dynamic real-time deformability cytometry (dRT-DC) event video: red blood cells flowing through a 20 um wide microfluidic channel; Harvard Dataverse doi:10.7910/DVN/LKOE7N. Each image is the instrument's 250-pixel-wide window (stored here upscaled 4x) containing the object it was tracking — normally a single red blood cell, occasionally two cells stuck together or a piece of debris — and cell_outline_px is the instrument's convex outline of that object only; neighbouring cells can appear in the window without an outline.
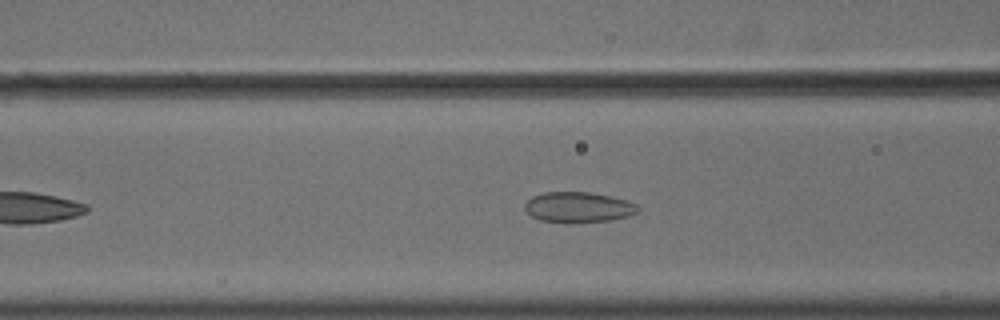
{"species": "common noctule bat (a hibernating species)", "species_latin": "Nyctalus noctula", "temperature_condition": "cold", "stored_images_in_passage": 33, "camera_frame_rate_fps": 3000, "um_per_image_px": 0.085, "animal": {"sex": "male", "body_mass_g": 18.8}, "frame": {"image": 1, "passage_image": 12, "time_ms": 3.667, "image_size_px": [1000, 320], "cell_outline_px": [[640, 212], [628, 216], [608, 220], [572, 224], [568, 224], [540, 220], [532, 216], [524, 208], [524, 204], [532, 196], [544, 192], [588, 192], [608, 196], [624, 200], [636, 204], [640, 208]], "centroid_in_image_um": [49.14, 17.63], "position_along_channel_um": 117.5, "area_um2": 20.23}}
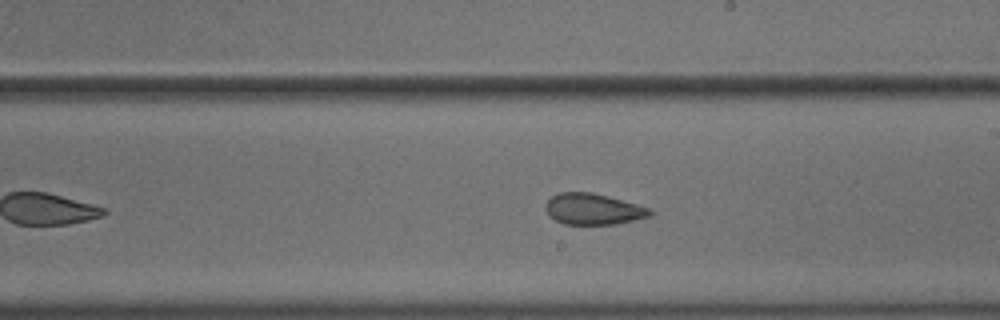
{"frame": {"image": 2, "passage_image": 22, "time_ms": 7.0, "image_size_px": [1000, 320], "cell_outline_px": [[652, 216], [616, 224], [564, 224], [548, 216], [544, 208], [544, 204], [552, 196], [560, 192], [592, 192], [608, 196], [652, 208]], "centroid_in_image_um": [50.42, 17.77], "position_along_channel_um": 238.6, "area_um2": 19.13}}
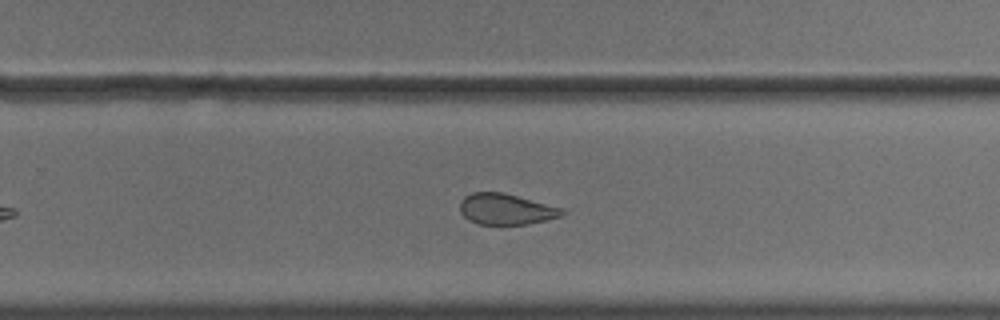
{"frame": {"image": 3, "passage_image": 26, "time_ms": 8.333, "image_size_px": [1000, 320], "cell_outline_px": [[564, 216], [528, 224], [476, 224], [468, 220], [460, 212], [460, 204], [464, 196], [472, 192], [504, 192], [560, 208], [564, 212]], "centroid_in_image_um": [42.97, 17.78], "position_along_channel_um": 286.8, "area_um2": 18.32}, "authors_computed_cell_mechanics": {"area_um2": 19.5942, "velocity_mm_per_s": 3.6286, "shape_relaxation_time_tau1_ms": 8.7805, "shape_relaxation_time_tau2_ms": 2.018, "deformation_change_tau1": 0.1193, "deformation_change_tau2": 0.0764}}